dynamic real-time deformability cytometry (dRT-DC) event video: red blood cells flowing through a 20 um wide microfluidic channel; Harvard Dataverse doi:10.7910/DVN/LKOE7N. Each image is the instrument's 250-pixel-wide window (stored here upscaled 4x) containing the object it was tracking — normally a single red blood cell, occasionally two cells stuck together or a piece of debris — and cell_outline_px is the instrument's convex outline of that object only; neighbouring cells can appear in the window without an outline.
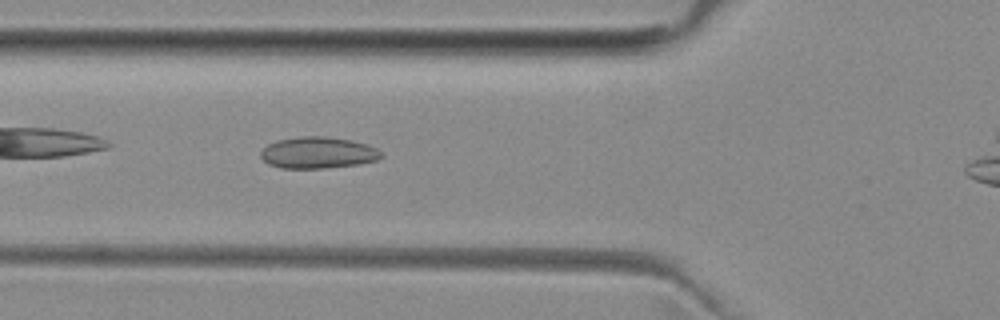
{"species": "common noctule bat (a hibernating species)", "species_latin": "Nyctalus noctula", "temperature_condition": "room temperature", "stored_images_in_passage": 5, "camera_frame_rate_fps": 3000, "um_per_image_px": 0.085, "animal": {"sex": "female", "body_mass_g": 29.2, "forearm_length_mm": 56.3}, "frame": {"image": 1, "passage_image": 4, "time_ms": 3.333, "image_size_px": [1000, 320], "cell_outline_px": [[380, 156], [376, 160], [356, 164], [324, 168], [280, 168], [268, 164], [260, 156], [260, 152], [268, 144], [276, 140], [300, 136], [324, 136], [348, 140], [364, 144], [376, 148], [380, 152]], "centroid_in_image_um": [26.94, 12.98], "position_along_channel_um": 98.9, "area_um2": 21.79}}